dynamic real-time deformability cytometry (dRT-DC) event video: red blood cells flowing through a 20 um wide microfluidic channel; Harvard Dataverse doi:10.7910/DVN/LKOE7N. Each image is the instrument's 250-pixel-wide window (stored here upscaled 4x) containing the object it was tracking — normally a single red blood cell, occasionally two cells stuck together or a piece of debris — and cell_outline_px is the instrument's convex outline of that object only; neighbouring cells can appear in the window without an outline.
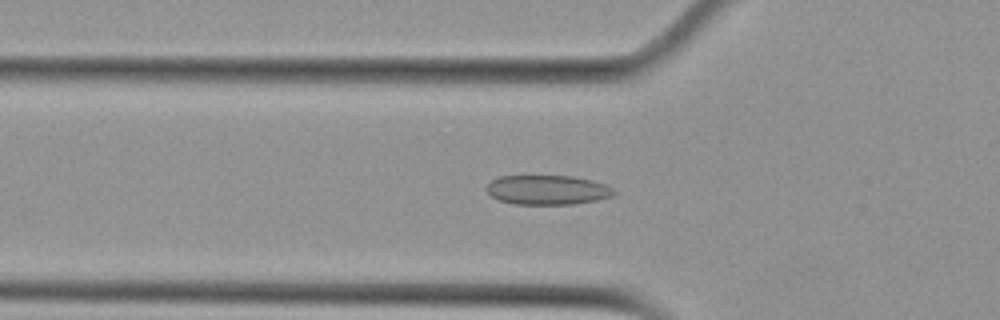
{"species": "Egyptian fruit bat (a non-hibernating species)", "species_latin": "Rousettus aegyptiacus", "temperature_condition": "cold", "stored_images_in_passage": 46, "camera_frame_rate_fps": 3000, "um_per_image_px": 0.085, "animal": {"sex": "female"}, "frame": {"image": 1, "passage_image": 15, "time_ms": 4.667, "image_size_px": [1000, 320], "cell_outline_px": [[616, 192], [612, 196], [596, 200], [572, 204], [512, 204], [500, 200], [492, 196], [484, 188], [492, 180], [500, 176], [572, 176], [592, 180], [604, 184], [612, 188]], "centroid_in_image_um": [46.52, 16.14], "position_along_channel_um": 79.3, "area_um2": 21.79}}
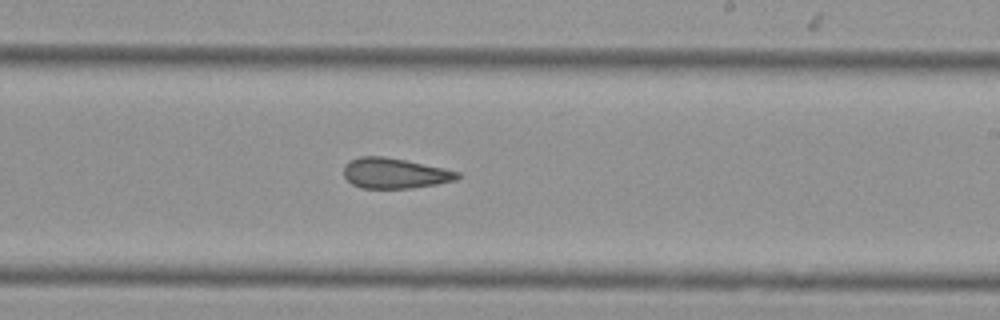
{"frame": {"image": 2, "passage_image": 29, "time_ms": 9.333, "image_size_px": [1000, 320], "cell_outline_px": [[460, 176], [456, 180], [436, 184], [412, 188], [360, 188], [352, 184], [344, 176], [344, 164], [348, 160], [360, 156], [384, 156], [444, 168], [460, 172]], "centroid_in_image_um": [33.52, 14.72], "position_along_channel_um": 255.5, "area_um2": 20.17}}
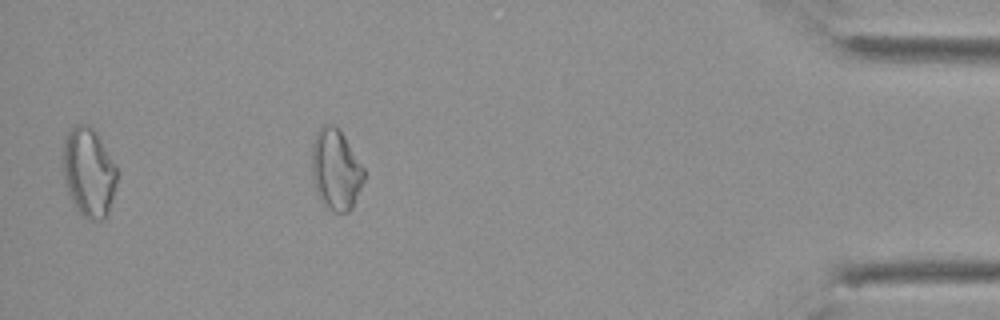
{"frame": {"image": 3, "passage_image": 45, "time_ms": 14.667, "image_size_px": [1000, 320], "cell_outline_px": [[364, 180], [352, 208], [348, 212], [336, 212], [328, 208], [320, 200], [312, 176], [312, 144], [316, 132], [320, 124], [336, 124], [344, 136], [364, 168]], "centroid_in_image_um": [28.53, 14.38], "position_along_channel_um": 406.7, "area_um2": 24.57}}